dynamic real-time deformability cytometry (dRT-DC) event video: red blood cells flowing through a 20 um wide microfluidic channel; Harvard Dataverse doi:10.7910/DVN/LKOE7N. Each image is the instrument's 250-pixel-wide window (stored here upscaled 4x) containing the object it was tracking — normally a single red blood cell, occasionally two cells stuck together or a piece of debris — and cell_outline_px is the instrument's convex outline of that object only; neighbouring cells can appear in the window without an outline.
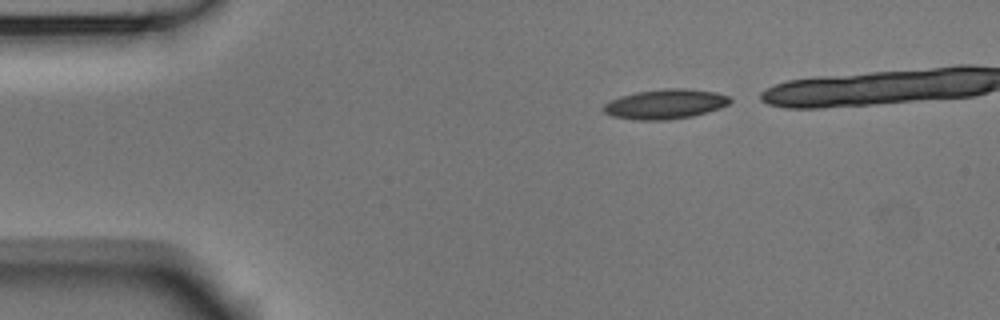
{"species": "Egyptian fruit bat (a non-hibernating species)", "species_latin": "Rousettus aegyptiacus", "temperature_condition": "room temperature", "stored_images_in_passage": 3, "camera_frame_rate_fps": 3000, "um_per_image_px": 0.085, "animal": {"sex": "male"}, "frame": {"image": 1, "passage_image": 1, "time_ms": 0.0, "image_size_px": [1000, 320], "cell_outline_px": [[732, 100], [728, 104], [720, 108], [708, 112], [692, 116], [668, 120], [636, 120], [612, 116], [604, 112], [600, 108], [604, 104], [620, 96], [636, 92], [664, 88], [688, 88], [716, 92], [732, 96]], "centroid_in_image_um": [56.57, 8.84], "position_along_channel_um": 28.4, "area_um2": 22.2}}